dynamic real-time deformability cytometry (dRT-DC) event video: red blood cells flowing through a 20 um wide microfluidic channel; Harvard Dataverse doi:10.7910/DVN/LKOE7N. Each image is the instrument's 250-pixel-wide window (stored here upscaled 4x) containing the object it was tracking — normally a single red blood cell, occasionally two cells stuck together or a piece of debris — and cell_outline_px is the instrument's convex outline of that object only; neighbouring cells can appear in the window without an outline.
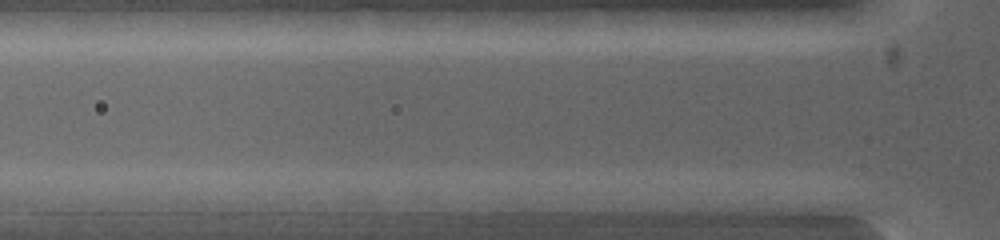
{"species": "common noctule bat (a hibernating species)", "species_latin": "Nyctalus noctula", "temperature_condition": "warm", "stored_images_in_passage": 3, "segment_of_instrument_passage": [2, 2], "camera_frame_rate_fps": 5000, "um_per_image_px": 0.085, "animal": {"sex": "female", "body_mass_g": 19.0, "forearm_length_mm": 53.3}, "frame": {"image": 1, "passage_image": 3, "time_ms": 0.6, "image_size_px": [1000, 240], "cell_outline_px": [[788, 200], [780, 216], [772, 216], [672, 208], [672, 200], [688, 192], [752, 192]], "centroid_in_image_um": [62.17, 17.25], "position_along_channel_um": 63.6, "area_um2": 15.26}}